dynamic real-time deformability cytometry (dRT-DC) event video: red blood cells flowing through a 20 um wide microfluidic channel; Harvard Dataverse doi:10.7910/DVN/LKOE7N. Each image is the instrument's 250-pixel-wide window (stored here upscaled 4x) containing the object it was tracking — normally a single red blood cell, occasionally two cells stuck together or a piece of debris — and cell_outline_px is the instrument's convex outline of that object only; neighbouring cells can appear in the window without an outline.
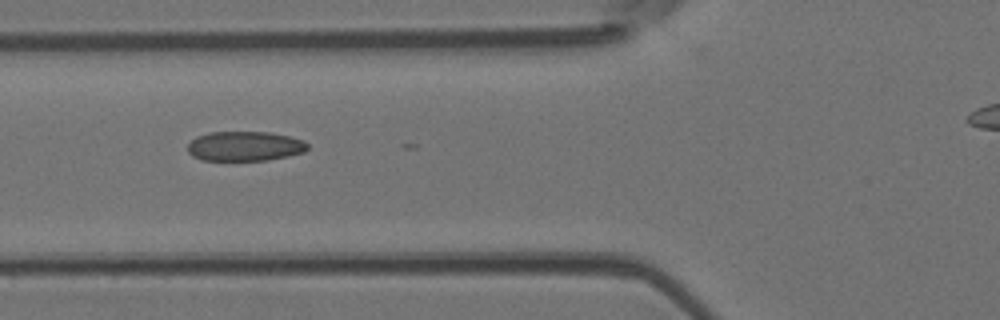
{"species": "Egyptian fruit bat (a non-hibernating species)", "species_latin": "Rousettus aegyptiacus", "temperature_condition": "room temperature", "stored_images_in_passage": 7, "camera_frame_rate_fps": 3000, "um_per_image_px": 0.085, "animal": {"sex": "female"}, "frame": {"image": 1, "passage_image": 5, "time_ms": 4.667, "image_size_px": [1000, 320], "cell_outline_px": [[308, 148], [304, 152], [288, 156], [268, 160], [200, 160], [192, 156], [188, 152], [188, 144], [196, 136], [208, 132], [268, 132], [288, 136], [304, 140], [308, 144]], "centroid_in_image_um": [20.79, 12.42], "position_along_channel_um": 105.0, "area_um2": 20.81}}
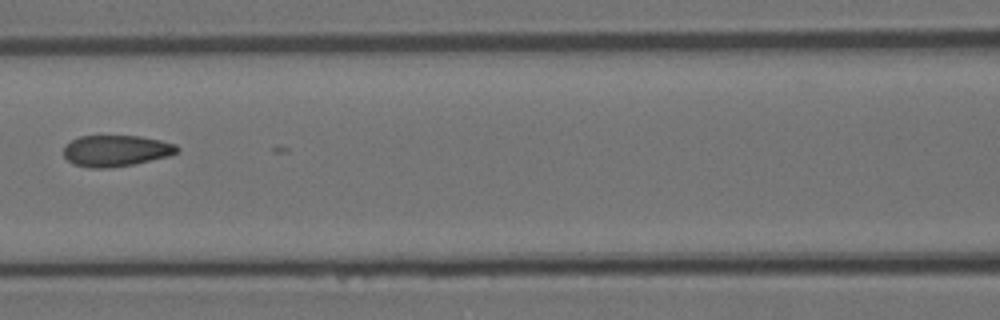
{"frame": {"image": 2, "passage_image": 6, "time_ms": 6.0, "image_size_px": [1000, 320], "cell_outline_px": [[180, 148], [176, 152], [168, 156], [136, 164], [108, 168], [88, 168], [72, 164], [64, 156], [64, 148], [72, 140], [80, 136], [140, 136], [160, 140], [176, 144]], "centroid_in_image_um": [9.86, 12.82], "position_along_channel_um": 156.7, "area_um2": 20.69}}
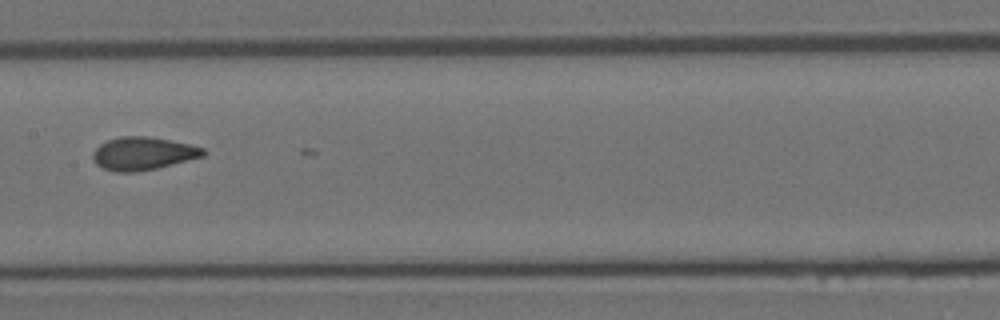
{"frame": {"image": 3, "passage_image": 7, "time_ms": 7.0, "image_size_px": [1000, 320], "cell_outline_px": [[208, 152], [204, 156], [156, 168], [132, 172], [116, 172], [104, 168], [96, 164], [92, 156], [92, 152], [100, 144], [108, 140], [120, 136], [148, 136], [188, 144], [204, 148]], "centroid_in_image_um": [12.15, 13.04], "position_along_channel_um": 195.3, "area_um2": 21.04}}